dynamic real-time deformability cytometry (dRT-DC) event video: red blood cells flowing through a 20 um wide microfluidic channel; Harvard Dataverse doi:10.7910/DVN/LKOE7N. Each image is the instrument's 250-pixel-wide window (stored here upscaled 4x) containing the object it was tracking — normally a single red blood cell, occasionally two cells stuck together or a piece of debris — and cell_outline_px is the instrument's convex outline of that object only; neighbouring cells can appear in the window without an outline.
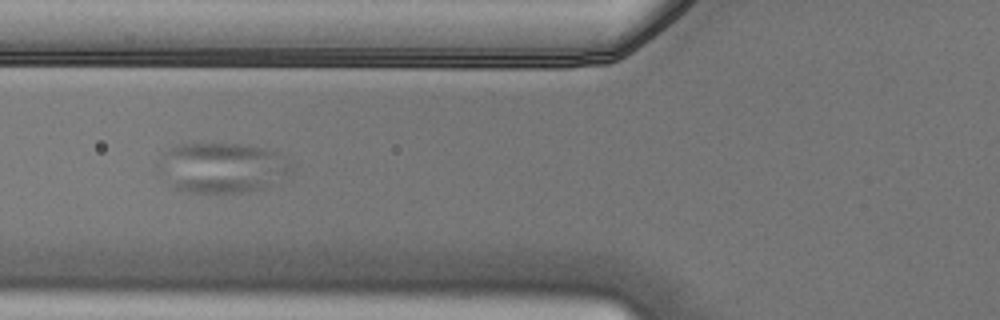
{"species": "Egyptian fruit bat (a non-hibernating species)", "species_latin": "Rousettus aegyptiacus", "temperature_condition": "cold", "stored_images_in_passage": 7, "camera_frame_rate_fps": 3000, "um_per_image_px": 0.085, "animal": {"sex": "male"}, "frame": {"image": 1, "passage_image": 4, "time_ms": 1.0, "image_size_px": [1000, 320], "cell_outline_px": [[292, 168], [288, 176], [264, 188], [248, 192], [192, 192], [176, 188], [160, 176], [156, 164], [160, 152], [176, 144], [240, 144], [264, 148], [280, 152], [292, 164]], "centroid_in_image_um": [18.85, 14.24], "position_along_channel_um": 107.0, "area_um2": 39.48}}
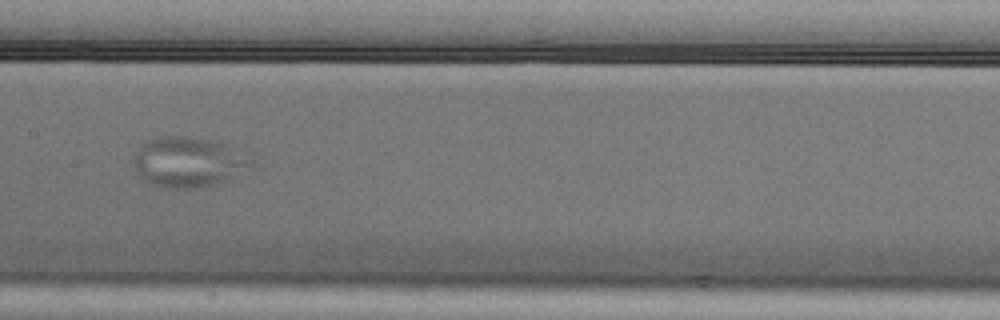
{"frame": {"image": 2, "passage_image": 6, "time_ms": 1.667, "image_size_px": [1000, 320], "cell_outline_px": [[260, 164], [220, 184], [200, 188], [164, 188], [152, 184], [144, 180], [136, 172], [132, 164], [132, 156], [140, 144], [148, 140], [168, 136], [188, 136], [228, 144]], "centroid_in_image_um": [16.04, 13.79], "position_along_channel_um": 191.4, "area_um2": 35.2}}
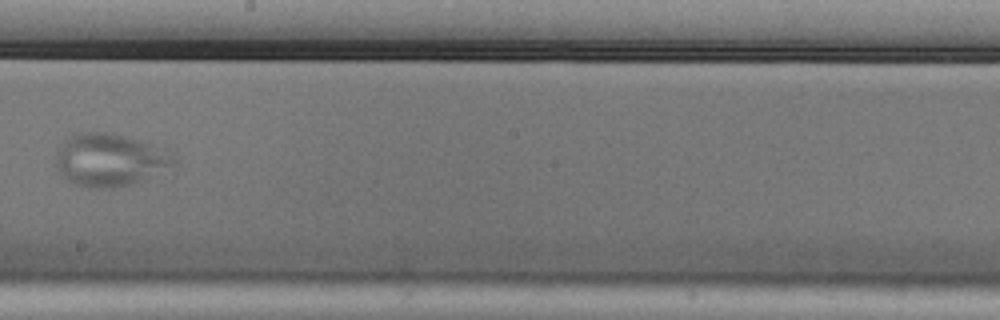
{"frame": {"image": 3, "passage_image": 7, "time_ms": 2.0, "image_size_px": [1000, 320], "cell_outline_px": [[176, 164], [132, 184], [112, 188], [88, 188], [72, 184], [56, 168], [56, 152], [60, 144], [68, 136], [76, 132], [112, 132], [176, 148]], "centroid_in_image_um": [9.41, 13.54], "position_along_channel_um": 238.8, "area_um2": 37.45}}